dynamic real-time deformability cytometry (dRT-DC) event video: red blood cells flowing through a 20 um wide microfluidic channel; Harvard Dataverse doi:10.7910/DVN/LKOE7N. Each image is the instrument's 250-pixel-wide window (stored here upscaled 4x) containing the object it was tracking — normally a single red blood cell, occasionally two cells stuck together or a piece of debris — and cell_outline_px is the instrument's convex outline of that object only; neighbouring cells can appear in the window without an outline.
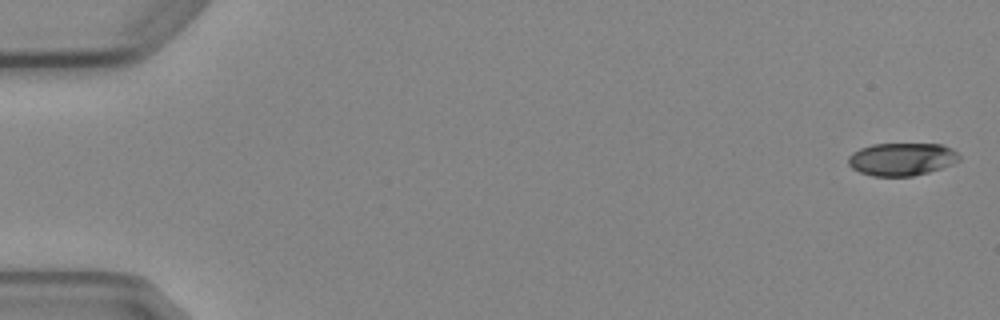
{"species": "Egyptian fruit bat (a non-hibernating species)", "species_latin": "Rousettus aegyptiacus", "temperature_condition": "cold", "stored_images_in_passage": 5, "camera_frame_rate_fps": 3000, "um_per_image_px": 0.085, "animal": {"sex": "female"}, "frame": {"image": 1, "passage_image": 1, "time_ms": 0.0, "image_size_px": [1000, 320], "cell_outline_px": [[960, 160], [952, 164], [928, 172], [912, 176], [872, 176], [860, 172], [852, 168], [848, 164], [848, 156], [852, 152], [860, 148], [872, 144], [940, 144], [952, 148], [960, 156]], "centroid_in_image_um": [76.63, 13.52], "position_along_channel_um": 8.4, "area_um2": 21.21}}
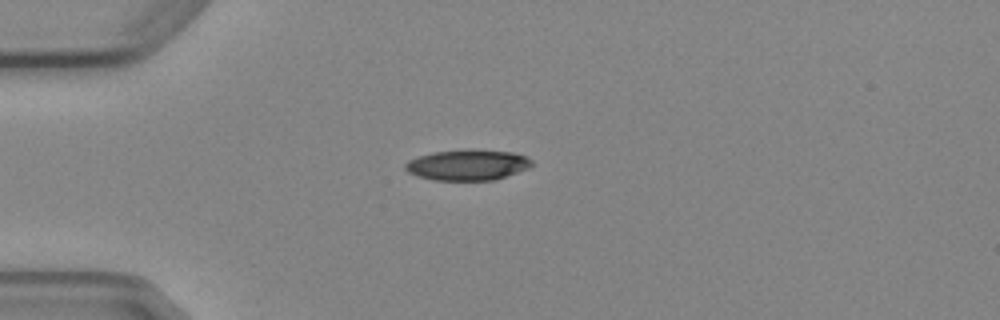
{"frame": {"image": 2, "passage_image": 4, "time_ms": 4.333, "image_size_px": [1000, 320], "cell_outline_px": [[532, 164], [528, 168], [492, 180], [432, 180], [416, 176], [408, 172], [404, 168], [404, 164], [408, 160], [432, 152], [476, 148], [512, 152], [524, 156], [532, 160]], "centroid_in_image_um": [39.7, 14.0], "position_along_channel_um": 45.3, "area_um2": 22.72}}